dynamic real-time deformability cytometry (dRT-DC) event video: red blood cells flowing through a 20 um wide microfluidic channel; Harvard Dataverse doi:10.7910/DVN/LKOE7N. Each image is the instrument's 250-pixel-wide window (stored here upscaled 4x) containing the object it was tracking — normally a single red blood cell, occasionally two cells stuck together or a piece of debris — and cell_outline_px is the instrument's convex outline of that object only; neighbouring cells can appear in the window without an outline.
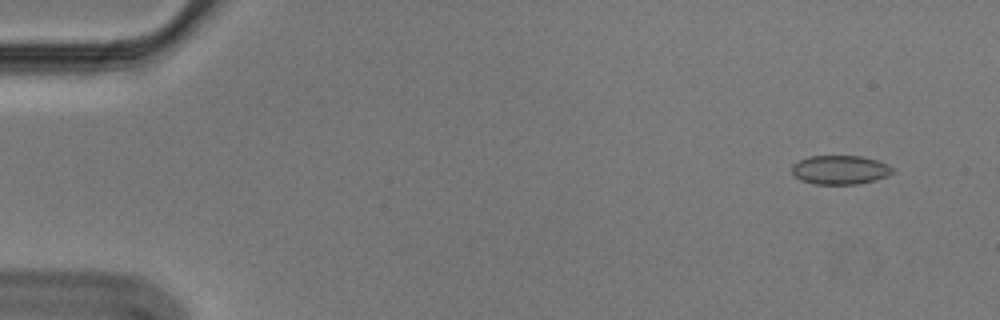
{"species": "Egyptian fruit bat (a non-hibernating species)", "species_latin": "Rousettus aegyptiacus", "temperature_condition": "cold", "stored_images_in_passage": 56, "camera_frame_rate_fps": 3000, "um_per_image_px": 0.085, "animal": {"sex": "male"}, "frame": {"image": 1, "passage_image": 4, "time_ms": 1.0, "image_size_px": [1000, 320], "cell_outline_px": [[892, 172], [888, 176], [876, 180], [856, 184], [816, 184], [800, 180], [792, 172], [792, 164], [808, 156], [860, 156], [876, 160], [888, 164], [892, 168]], "centroid_in_image_um": [71.4, 14.44], "position_along_channel_um": 13.6, "area_um2": 16.94}}
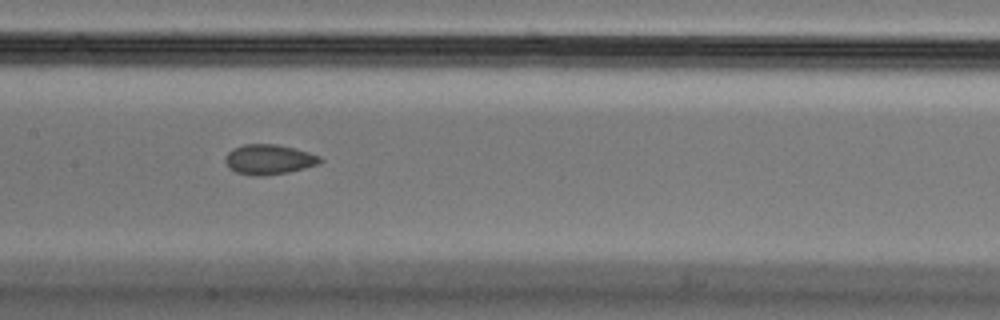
{"frame": {"image": 2, "passage_image": 28, "time_ms": 9.0, "image_size_px": [1000, 320], "cell_outline_px": [[324, 160], [320, 164], [288, 172], [264, 176], [256, 176], [236, 172], [228, 168], [224, 160], [228, 152], [232, 148], [244, 144], [276, 144], [308, 152], [320, 156]], "centroid_in_image_um": [22.85, 13.56], "position_along_channel_um": 184.6, "area_um2": 16.65}}
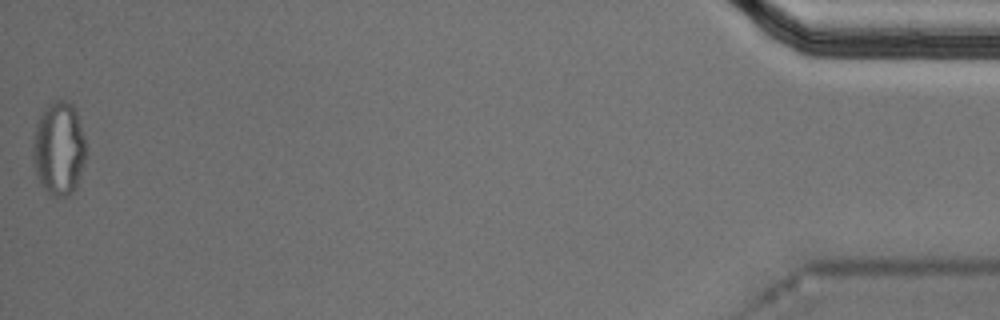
{"frame": {"image": 3, "passage_image": 56, "time_ms": 18.333, "image_size_px": [1000, 320], "cell_outline_px": [[88, 152], [76, 188], [68, 196], [56, 196], [48, 192], [40, 184], [36, 176], [32, 160], [32, 144], [36, 124], [44, 108], [56, 100], [64, 100], [72, 104], [76, 112], [84, 136]], "centroid_in_image_um": [5.0, 12.65], "position_along_channel_um": 430.2, "area_um2": 29.25}, "authors_computed_cell_mechanics": {"area_um2": 16.9354, "velocity_mm_per_s": 3.5987, "shape_relaxation_time_tau1_ms": null, "shape_relaxation_time_tau2_ms": 1.2849, "deformation_change_tau1": null, "deformation_change_tau2": 0.0651}}